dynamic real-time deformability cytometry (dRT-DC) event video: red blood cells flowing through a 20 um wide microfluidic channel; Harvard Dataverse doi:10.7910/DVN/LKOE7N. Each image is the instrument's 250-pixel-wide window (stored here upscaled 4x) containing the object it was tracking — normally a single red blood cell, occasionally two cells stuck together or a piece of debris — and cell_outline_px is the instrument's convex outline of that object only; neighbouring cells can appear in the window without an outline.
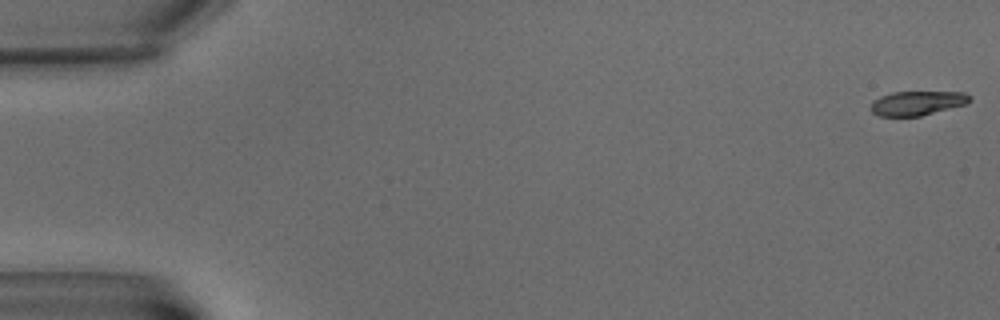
{"species": "common noctule bat (a hibernating species)", "species_latin": "Nyctalus noctula", "temperature_condition": "warm", "stored_images_in_passage": 8, "camera_frame_rate_fps": 3000, "um_per_image_px": 0.085, "animal": {"sex": "male", "body_mass_g": 15.6}, "frame": {"image": 1, "passage_image": 1, "time_ms": 0.0, "image_size_px": [1000, 320], "cell_outline_px": [[972, 100], [968, 104], [920, 116], [880, 116], [872, 112], [872, 100], [880, 96], [892, 92], [964, 92], [972, 96]], "centroid_in_image_um": [78.01, 8.76], "position_along_channel_um": 7.0, "area_um2": 14.1}}
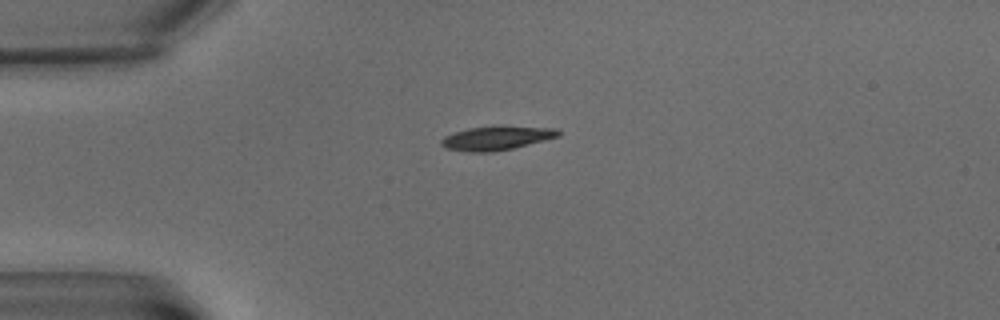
{"frame": {"image": 2, "passage_image": 6, "time_ms": 5.667, "image_size_px": [1000, 320], "cell_outline_px": [[560, 136], [512, 148], [492, 152], [468, 152], [444, 148], [440, 144], [440, 140], [444, 136], [468, 128], [500, 124], [556, 128], [560, 132]], "centroid_in_image_um": [42.2, 11.71], "position_along_channel_um": 42.8, "area_um2": 16.76}}
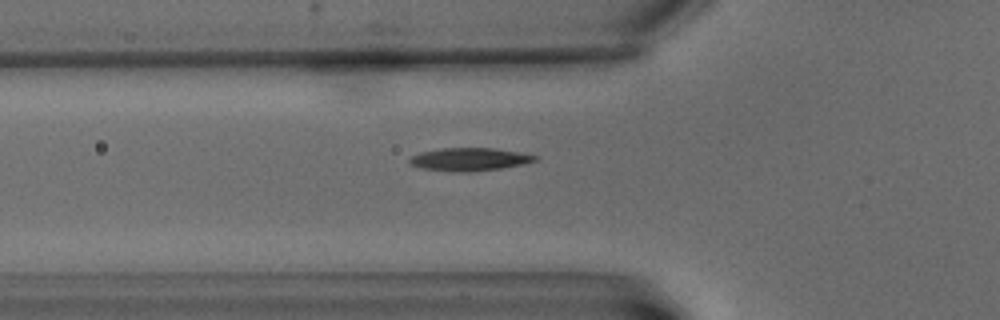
{"frame": {"image": 3, "passage_image": 8, "time_ms": 8.0, "image_size_px": [1000, 320], "cell_outline_px": [[540, 160], [524, 164], [500, 168], [468, 172], [464, 172], [424, 168], [412, 164], [408, 160], [412, 156], [420, 152], [440, 148], [492, 148], [524, 152], [540, 156]], "centroid_in_image_um": [40.02, 13.52], "position_along_channel_um": 85.8, "area_um2": 16.76}}